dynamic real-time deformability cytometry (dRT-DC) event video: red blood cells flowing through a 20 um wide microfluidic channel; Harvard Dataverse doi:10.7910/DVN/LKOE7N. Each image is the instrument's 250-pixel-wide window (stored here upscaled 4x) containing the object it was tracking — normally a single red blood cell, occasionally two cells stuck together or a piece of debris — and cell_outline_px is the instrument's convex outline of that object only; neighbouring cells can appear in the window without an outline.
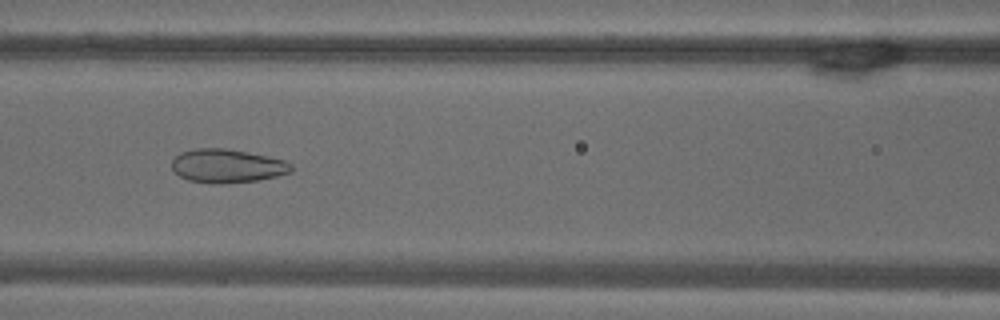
{"species": "common noctule bat (a hibernating species)", "species_latin": "Nyctalus noctula", "temperature_condition": "warm", "stored_images_in_passage": 16, "camera_frame_rate_fps": 3000, "um_per_image_px": 0.085, "animal": {"sex": "male", "body_mass_g": 18.8}, "frame": {"image": 1, "passage_image": 10, "time_ms": 3.0, "image_size_px": [1000, 320], "cell_outline_px": [[292, 172], [276, 176], [256, 180], [212, 184], [188, 180], [180, 176], [172, 168], [172, 160], [180, 152], [196, 148], [224, 148], [248, 152], [284, 160], [292, 164]], "centroid_in_image_um": [19.29, 14.09], "position_along_channel_um": 147.3, "area_um2": 23.24}}
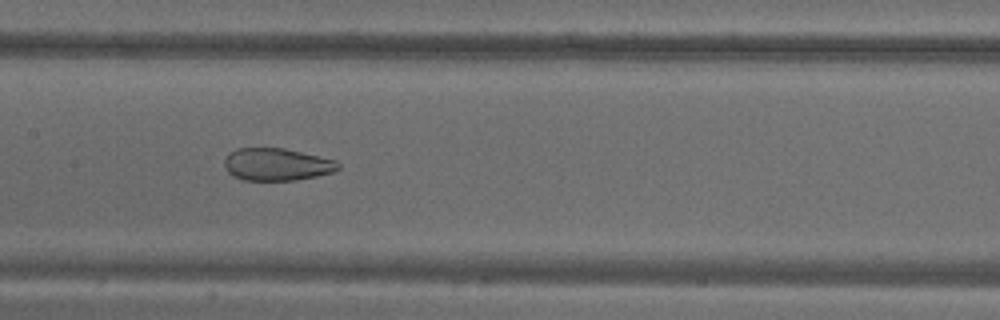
{"frame": {"image": 2, "passage_image": 13, "time_ms": 4.0, "image_size_px": [1000, 320], "cell_outline_px": [[340, 168], [332, 172], [316, 176], [296, 180], [244, 180], [232, 176], [228, 172], [224, 164], [224, 160], [236, 148], [284, 148], [336, 160], [340, 164]], "centroid_in_image_um": [23.53, 13.98], "position_along_channel_um": 183.9, "area_um2": 21.39}}